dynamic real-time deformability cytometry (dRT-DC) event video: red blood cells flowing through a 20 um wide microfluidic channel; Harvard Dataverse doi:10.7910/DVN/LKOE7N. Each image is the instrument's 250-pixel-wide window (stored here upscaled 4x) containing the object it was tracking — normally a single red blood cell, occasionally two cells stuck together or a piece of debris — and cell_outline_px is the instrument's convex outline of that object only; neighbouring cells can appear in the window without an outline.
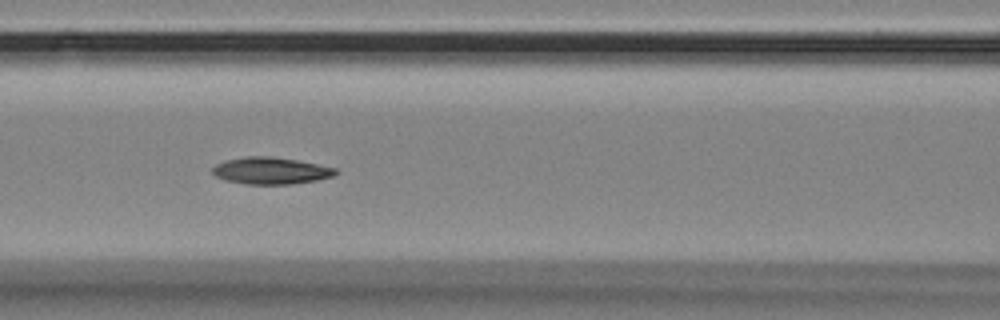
{"species": "Egyptian fruit bat (a non-hibernating species)", "species_latin": "Rousettus aegyptiacus", "temperature_condition": "room temperature", "stored_images_in_passage": 48, "camera_frame_rate_fps": 3000, "um_per_image_px": 0.085, "animal": {"sex": "female"}, "frame": {"image": 1, "passage_image": 19, "time_ms": 6.0, "image_size_px": [1000, 320], "cell_outline_px": [[340, 172], [332, 176], [316, 180], [292, 184], [244, 184], [224, 180], [216, 176], [212, 172], [212, 168], [216, 164], [224, 160], [248, 156], [268, 156], [296, 160], [336, 168]], "centroid_in_image_um": [22.99, 14.51], "position_along_channel_um": 143.6, "area_um2": 19.25}}
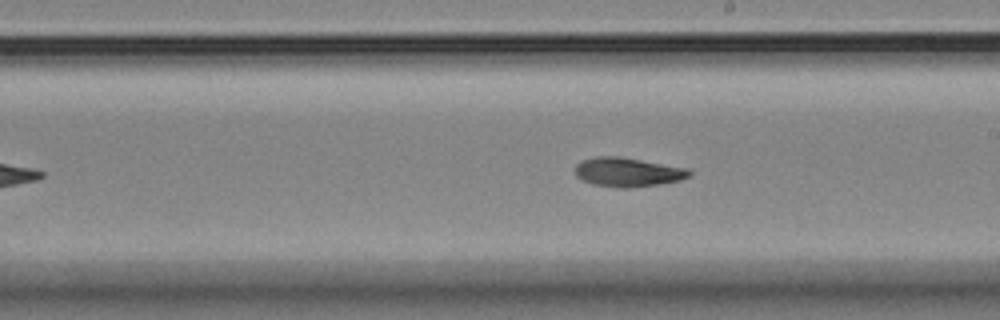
{"frame": {"image": 2, "passage_image": 27, "time_ms": 8.667, "image_size_px": [1000, 320], "cell_outline_px": [[692, 172], [688, 176], [680, 180], [660, 184], [628, 188], [620, 188], [592, 184], [576, 176], [576, 164], [580, 160], [596, 156], [620, 156], [688, 168]], "centroid_in_image_um": [53.35, 14.62], "position_along_channel_um": 235.7, "area_um2": 19.42}}
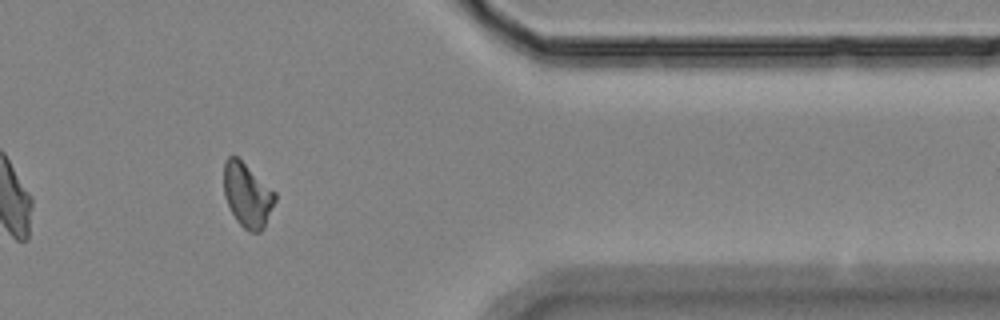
{"frame": {"image": 3, "passage_image": 42, "time_ms": 13.667, "image_size_px": [1000, 320], "cell_outline_px": [[276, 200], [264, 228], [260, 232], [248, 232], [236, 220], [224, 196], [224, 160], [228, 156], [236, 156], [276, 192]], "centroid_in_image_um": [21.03, 16.59], "position_along_channel_um": 390.4, "area_um2": 19.07}}